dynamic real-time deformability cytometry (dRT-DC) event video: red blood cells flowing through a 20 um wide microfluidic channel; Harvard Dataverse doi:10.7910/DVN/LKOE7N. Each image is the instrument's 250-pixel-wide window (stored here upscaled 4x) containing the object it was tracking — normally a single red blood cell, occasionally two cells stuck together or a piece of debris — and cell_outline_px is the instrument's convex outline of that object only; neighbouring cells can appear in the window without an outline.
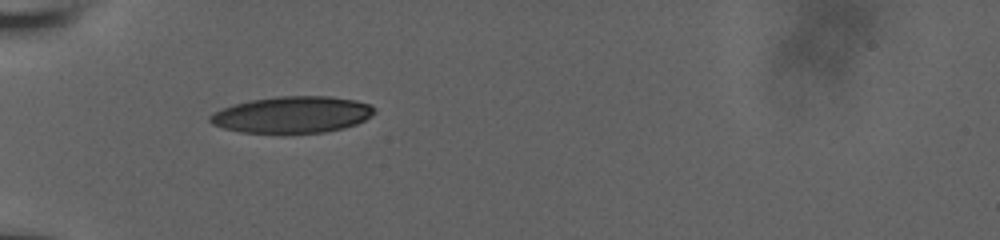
{"species": "human", "species_latin": "Homo sapiens", "temperature_condition": "room temperature", "stored_images_in_passage": 36, "camera_frame_rate_fps": 3000, "um_per_image_px": 0.085, "donor": {"sex": "male"}, "frame": {"image": 1, "passage_image": 1, "time_ms": 0.0, "image_size_px": [1000, 240], "cell_outline_px": [[376, 112], [364, 120], [356, 124], [344, 128], [324, 132], [280, 136], [240, 132], [224, 128], [212, 124], [208, 120], [208, 116], [212, 112], [232, 104], [248, 100], [276, 96], [332, 96], [356, 100], [372, 104], [376, 108]], "centroid_in_image_um": [24.81, 9.78], "position_along_channel_um": 60.2, "area_um2": 36.41}}
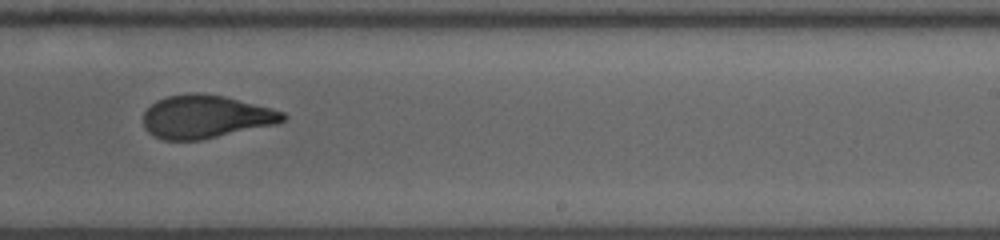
{"frame": {"image": 2, "passage_image": 18, "time_ms": 5.667, "image_size_px": [1000, 240], "cell_outline_px": [[288, 116], [284, 120], [276, 124], [200, 140], [164, 140], [152, 136], [144, 128], [144, 112], [156, 100], [168, 96], [192, 92], [204, 92], [224, 96], [272, 108], [284, 112]], "centroid_in_image_um": [17.47, 9.91], "position_along_channel_um": 271.5, "area_um2": 35.2}}
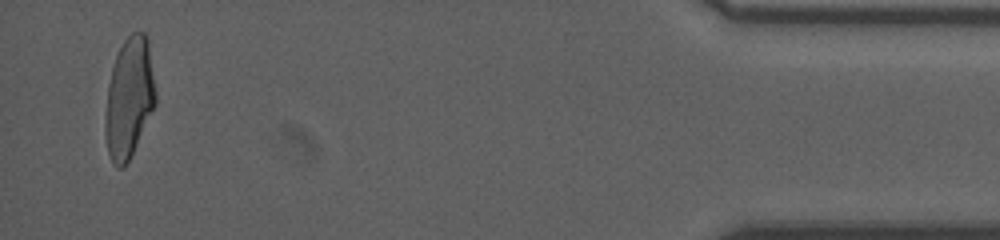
{"frame": {"image": 3, "passage_image": 35, "time_ms": 11.333, "image_size_px": [1000, 240], "cell_outline_px": [[156, 104], [128, 160], [120, 168], [116, 168], [112, 164], [108, 152], [104, 132], [104, 116], [108, 84], [112, 68], [116, 56], [124, 40], [132, 32], [144, 32], [148, 36], [156, 92]], "centroid_in_image_um": [10.97, 8.3], "position_along_channel_um": 424.2, "area_um2": 35.32}, "authors_computed_cell_mechanics": {"area_um2": 35.5181, "velocity_mm_per_s": 3.942, "shape_relaxation_time_tau1_ms": 7.6065, "shape_relaxation_time_tau2_ms": 1.327, "deformation_change_tau1": 0.2386, "deformation_change_tau2": 0.0864}}